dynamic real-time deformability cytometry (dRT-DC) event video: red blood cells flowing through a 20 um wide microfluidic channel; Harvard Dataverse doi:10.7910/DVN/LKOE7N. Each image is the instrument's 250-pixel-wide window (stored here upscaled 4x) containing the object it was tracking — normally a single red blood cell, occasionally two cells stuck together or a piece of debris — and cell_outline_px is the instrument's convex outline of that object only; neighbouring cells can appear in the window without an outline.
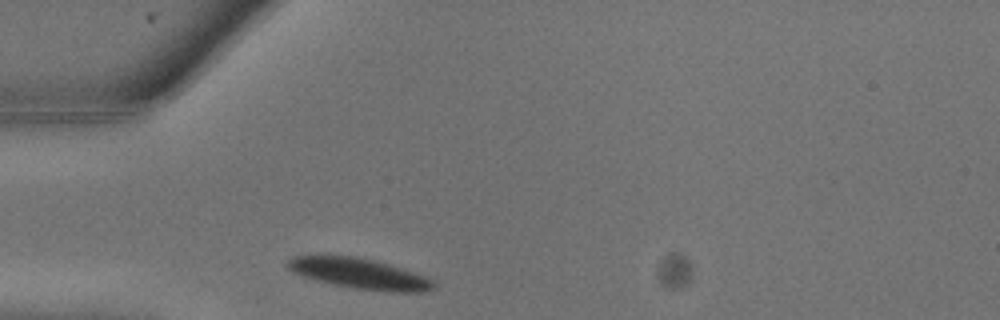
{"species": "common noctule bat (a hibernating species)", "species_latin": "Nyctalus noctula", "temperature_condition": "warm", "stored_images_in_passage": 3, "camera_frame_rate_fps": 3000, "um_per_image_px": 0.085, "animal": {"sex": "male", "body_mass_g": 13.3}, "frame": {"image": 1, "passage_image": 1, "time_ms": 0.0, "image_size_px": [1000, 320], "cell_outline_px": [[436, 288], [424, 292], [396, 292], [352, 288], [316, 280], [292, 272], [288, 268], [288, 260], [292, 256], [356, 256], [388, 264], [424, 276], [432, 280], [436, 284]], "centroid_in_image_um": [30.57, 23.27], "position_along_channel_um": 54.4, "area_um2": 25.55}}